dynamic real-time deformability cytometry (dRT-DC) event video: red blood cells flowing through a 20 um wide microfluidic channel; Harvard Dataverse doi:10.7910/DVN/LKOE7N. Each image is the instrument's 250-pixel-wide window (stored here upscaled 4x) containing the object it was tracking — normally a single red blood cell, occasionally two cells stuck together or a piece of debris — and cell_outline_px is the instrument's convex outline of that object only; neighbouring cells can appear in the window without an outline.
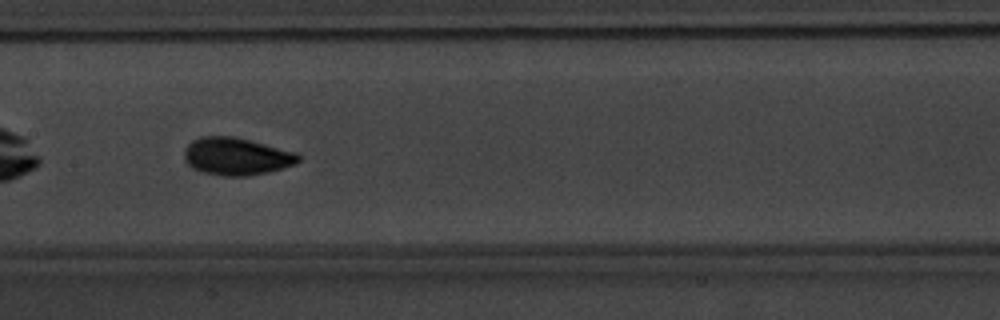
{"species": "common noctule bat (a hibernating species)", "species_latin": "Nyctalus noctula", "temperature_condition": "warm", "stored_images_in_passage": 37, "camera_frame_rate_fps": 3000, "um_per_image_px": 0.085, "animal": {"sex": "male", "body_mass_g": 20.1, "forearm_length_mm": 53.5}, "frame": {"image": 1, "passage_image": 11, "time_ms": 3.333, "image_size_px": [1000, 320], "cell_outline_px": [[300, 160], [296, 164], [268, 172], [248, 176], [220, 176], [200, 172], [192, 168], [184, 160], [184, 148], [192, 140], [200, 136], [236, 136], [296, 152], [300, 156]], "centroid_in_image_um": [20.07, 13.29], "position_along_channel_um": 187.3, "area_um2": 25.32}}
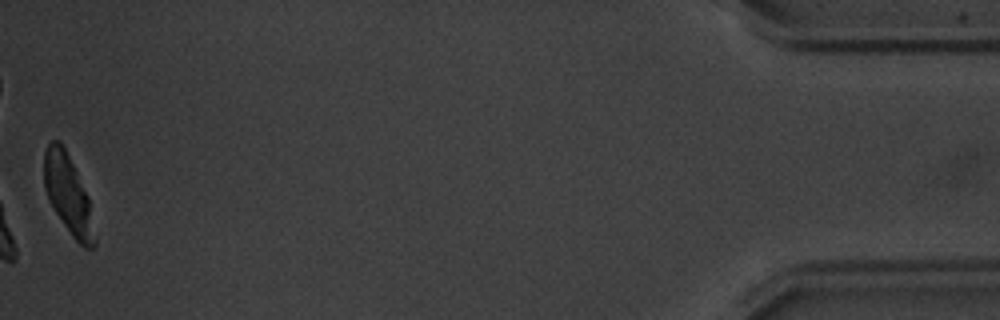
{"frame": {"image": 2, "passage_image": 37, "time_ms": 12.0, "image_size_px": [1000, 320], "cell_outline_px": [[96, 244], [92, 248], [84, 248], [72, 236], [48, 200], [44, 188], [44, 152], [48, 144], [52, 140], [60, 140], [88, 196], [96, 240]], "centroid_in_image_um": [5.78, 16.54], "position_along_channel_um": 429.4, "area_um2": 22.77}, "authors_computed_cell_mechanics": {"area_um2": 24.2182, "velocity_mm_per_s": 3.7739, "shape_relaxation_time_tau1_ms": 0.8939, "shape_relaxation_time_tau2_ms": 1.369, "deformation_change_tau1": 0.0729, "deformation_change_tau2": 0.0473}}